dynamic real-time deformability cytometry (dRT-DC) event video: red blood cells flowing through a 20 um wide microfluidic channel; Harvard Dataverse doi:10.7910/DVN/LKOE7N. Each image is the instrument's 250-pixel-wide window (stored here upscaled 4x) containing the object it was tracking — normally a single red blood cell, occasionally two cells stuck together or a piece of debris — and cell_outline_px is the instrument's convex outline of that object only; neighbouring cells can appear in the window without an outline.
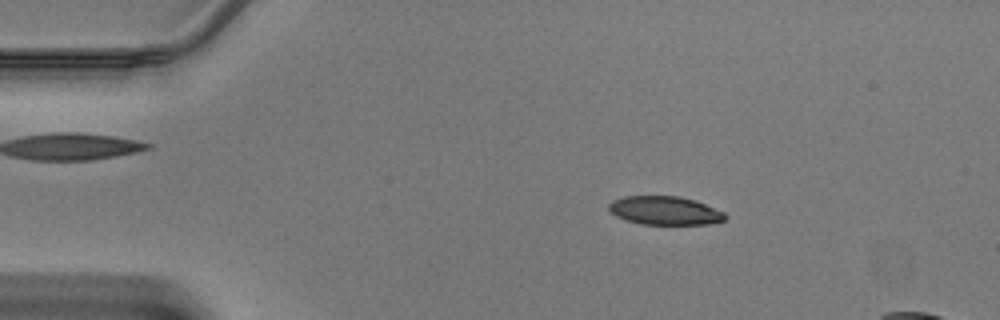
{"species": "Egyptian fruit bat (a non-hibernating species)", "species_latin": "Rousettus aegyptiacus", "temperature_condition": "warm", "stored_images_in_passage": 38, "camera_frame_rate_fps": 3000, "um_per_image_px": 0.085, "animal": {"sex": "male"}, "frame": {"image": 1, "passage_image": 2, "time_ms": 0.333, "image_size_px": [1000, 320], "cell_outline_px": [[728, 216], [724, 220], [708, 224], [640, 224], [616, 216], [608, 208], [608, 204], [612, 200], [624, 196], [680, 196], [696, 200], [724, 212]], "centroid_in_image_um": [56.52, 17.89], "position_along_channel_um": 28.5, "area_um2": 19.36}}
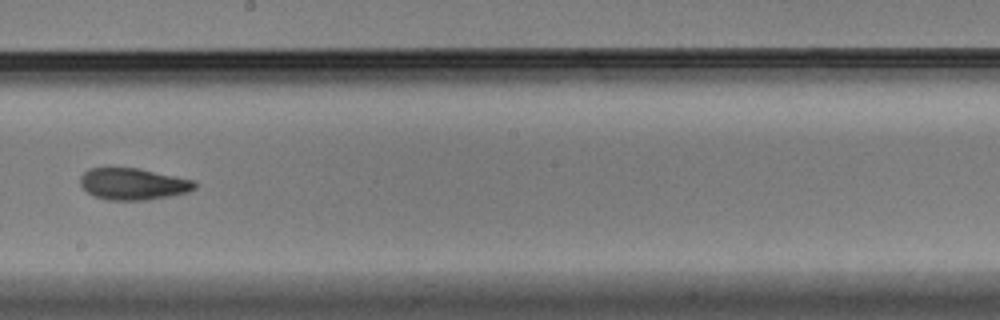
{"frame": {"image": 2, "passage_image": 20, "time_ms": 6.333, "image_size_px": [1000, 320], "cell_outline_px": [[196, 188], [188, 192], [148, 200], [108, 200], [92, 196], [80, 184], [80, 176], [88, 168], [140, 168], [196, 180]], "centroid_in_image_um": [11.33, 15.63], "position_along_channel_um": 236.9, "area_um2": 21.33}}
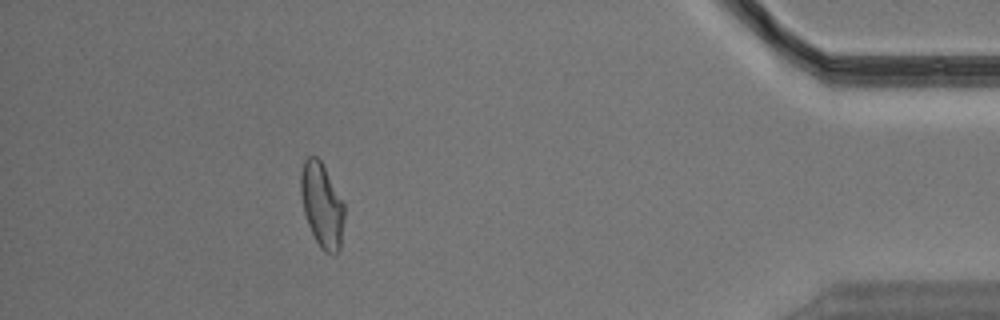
{"frame": {"image": 3, "passage_image": 35, "time_ms": 11.333, "image_size_px": [1000, 320], "cell_outline_px": [[344, 220], [340, 248], [336, 252], [324, 252], [320, 248], [308, 224], [304, 212], [300, 192], [300, 172], [304, 160], [308, 156], [316, 156], [320, 160], [344, 204]], "centroid_in_image_um": [27.34, 17.42], "position_along_channel_um": 407.9, "area_um2": 21.15}}